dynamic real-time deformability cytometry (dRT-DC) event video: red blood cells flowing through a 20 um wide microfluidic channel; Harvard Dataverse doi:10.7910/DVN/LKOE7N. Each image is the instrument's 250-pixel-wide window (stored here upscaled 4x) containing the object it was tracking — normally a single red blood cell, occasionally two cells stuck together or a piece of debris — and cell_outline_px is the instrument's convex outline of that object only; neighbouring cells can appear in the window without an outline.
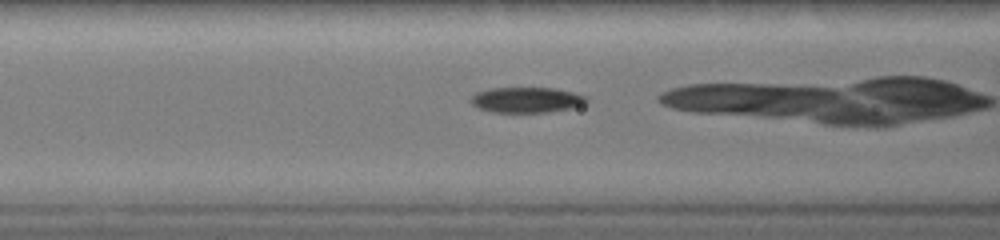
{"species": "common noctule bat (a hibernating species)", "species_latin": "Nyctalus noctula", "temperature_condition": "warm", "stored_images_in_passage": 29, "camera_frame_rate_fps": 3000, "um_per_image_px": 0.085, "animal": {"sex": "female", "body_mass_g": 19.0, "forearm_length_mm": 51.5}, "frame": {"image": 1, "passage_image": 9, "time_ms": 2.667, "image_size_px": [1000, 240], "cell_outline_px": [[588, 100], [572, 108], [544, 112], [496, 112], [480, 108], [472, 104], [472, 96], [476, 92], [492, 88], [556, 88], [572, 92], [584, 96]], "centroid_in_image_um": [44.74, 8.48], "position_along_channel_um": 121.9, "area_um2": 16.76}}
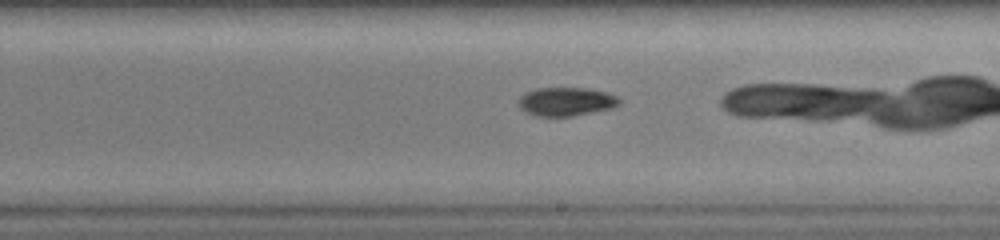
{"frame": {"image": 2, "passage_image": 17, "time_ms": 5.333, "image_size_px": [1000, 240], "cell_outline_px": [[620, 104], [612, 108], [572, 116], [536, 116], [520, 108], [520, 96], [524, 92], [536, 88], [588, 88], [608, 92], [616, 96], [620, 100]], "centroid_in_image_um": [48.14, 8.62], "position_along_channel_um": 240.9, "area_um2": 16.76}}
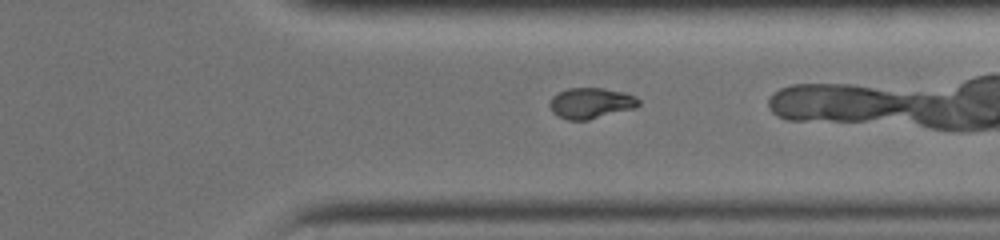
{"frame": {"image": 3, "passage_image": 25, "time_ms": 8.0, "image_size_px": [1000, 240], "cell_outline_px": [[640, 104], [636, 108], [588, 120], [568, 120], [552, 112], [548, 104], [552, 96], [556, 92], [568, 88], [604, 88], [624, 92], [636, 96], [640, 100]], "centroid_in_image_um": [50.23, 8.76], "position_along_channel_um": 361.2, "area_um2": 16.18}, "authors_computed_cell_mechanics": {"area_um2": 17.1088, "velocity_mm_per_s": 4.4838, "shape_relaxation_time_tau1_ms": 6.4429, "shape_relaxation_time_tau2_ms": 2.7919, "deformation_change_tau1": 0.2305, "deformation_change_tau2": 0.0558}}